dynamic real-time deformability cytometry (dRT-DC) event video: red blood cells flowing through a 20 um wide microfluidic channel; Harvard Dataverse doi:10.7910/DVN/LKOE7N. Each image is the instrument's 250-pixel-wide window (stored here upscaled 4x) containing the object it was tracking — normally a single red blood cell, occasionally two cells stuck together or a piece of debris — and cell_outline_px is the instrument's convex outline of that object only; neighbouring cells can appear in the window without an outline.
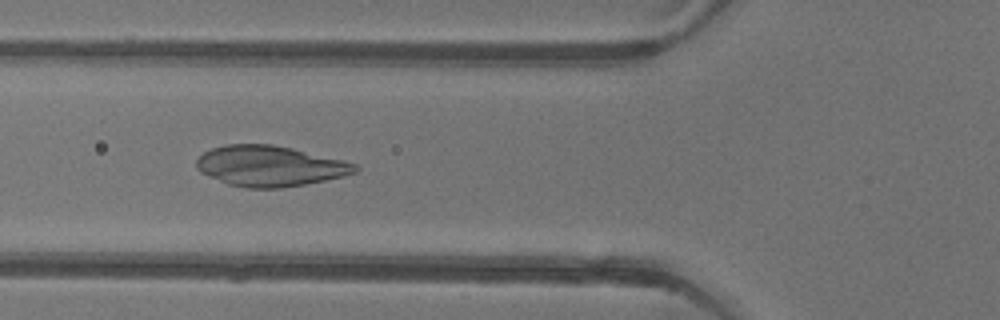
{"species": "common noctule bat (a hibernating species)", "species_latin": "Nyctalus noctula", "temperature_condition": "warm", "stored_images_in_passage": 48, "camera_frame_rate_fps": 3000, "um_per_image_px": 0.085, "animal": {"sex": "female"}, "frame": {"image": 1, "passage_image": 19, "time_ms": 6.0, "image_size_px": [1000, 320], "cell_outline_px": [[360, 168], [356, 172], [344, 176], [304, 184], [280, 188], [248, 188], [228, 184], [208, 176], [200, 172], [196, 168], [196, 160], [204, 152], [212, 148], [224, 144], [272, 144], [292, 148], [344, 160], [356, 164]], "centroid_in_image_um": [22.93, 14.1], "position_along_channel_um": 102.9, "area_um2": 37.51}}
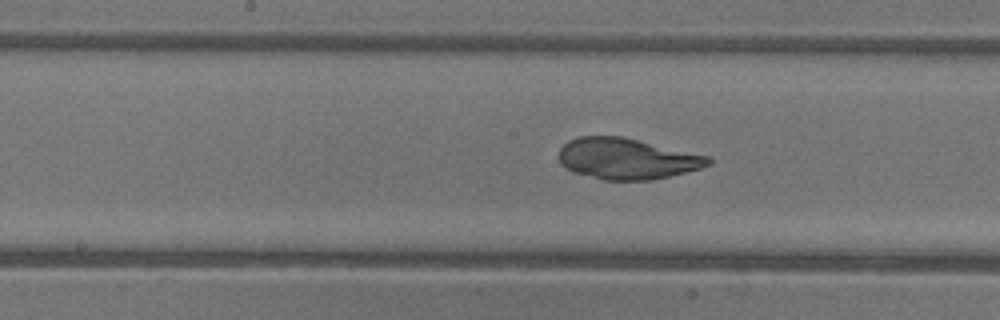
{"frame": {"image": 2, "passage_image": 26, "time_ms": 8.333, "image_size_px": [1000, 320], "cell_outline_px": [[712, 164], [700, 168], [652, 180], [604, 180], [572, 172], [564, 168], [560, 164], [560, 148], [568, 140], [580, 136], [624, 136], [708, 156], [712, 160]], "centroid_in_image_um": [53.26, 13.48], "position_along_channel_um": 194.9, "area_um2": 35.78}}
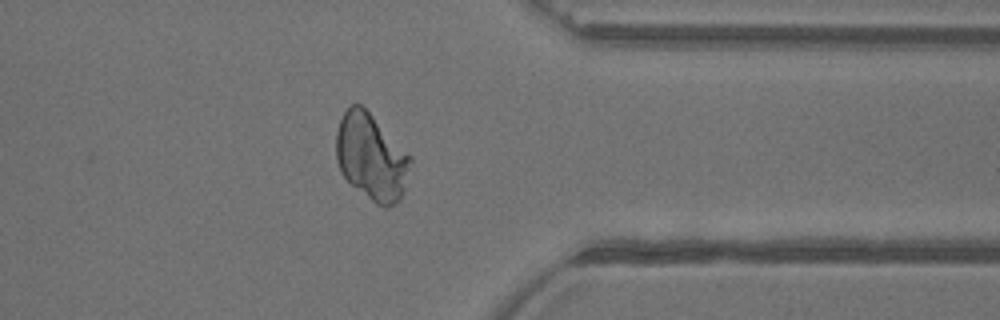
{"frame": {"image": 3, "passage_image": 41, "time_ms": 13.333, "image_size_px": [1000, 320], "cell_outline_px": [[412, 160], [404, 188], [400, 200], [388, 208], [384, 208], [376, 204], [352, 184], [344, 176], [336, 160], [336, 132], [340, 120], [344, 112], [352, 104], [360, 104], [412, 156]], "centroid_in_image_um": [31.57, 13.36], "position_along_channel_um": 379.8, "area_um2": 36.93}}